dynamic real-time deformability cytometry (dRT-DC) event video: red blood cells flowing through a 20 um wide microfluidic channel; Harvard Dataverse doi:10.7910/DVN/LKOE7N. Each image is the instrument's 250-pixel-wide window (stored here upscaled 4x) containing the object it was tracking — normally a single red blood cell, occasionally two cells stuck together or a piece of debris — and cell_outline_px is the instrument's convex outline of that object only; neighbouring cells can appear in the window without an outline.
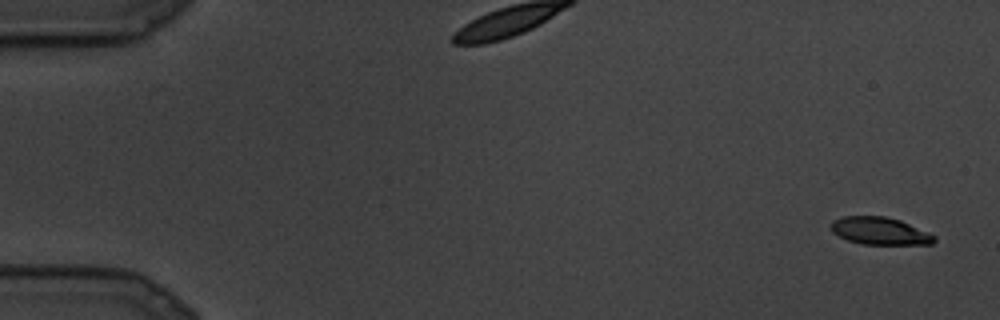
{"species": "common noctule bat (a hibernating species)", "species_latin": "Nyctalus noctula", "temperature_condition": "cold", "stored_images_in_passage": 9, "camera_frame_rate_fps": 3000, "um_per_image_px": 0.085, "animal": {"sex": "male", "body_mass_g": 19.5, "forearm_length_mm": 54.6}, "frame": {"image": 1, "passage_image": 1, "time_ms": 0.0, "image_size_px": [1000, 320], "cell_outline_px": [[936, 240], [932, 244], [860, 244], [848, 240], [832, 232], [832, 220], [844, 216], [884, 216], [900, 220], [928, 232], [936, 236]], "centroid_in_image_um": [74.8, 19.63], "position_along_channel_um": 10.2, "area_um2": 16.42}}